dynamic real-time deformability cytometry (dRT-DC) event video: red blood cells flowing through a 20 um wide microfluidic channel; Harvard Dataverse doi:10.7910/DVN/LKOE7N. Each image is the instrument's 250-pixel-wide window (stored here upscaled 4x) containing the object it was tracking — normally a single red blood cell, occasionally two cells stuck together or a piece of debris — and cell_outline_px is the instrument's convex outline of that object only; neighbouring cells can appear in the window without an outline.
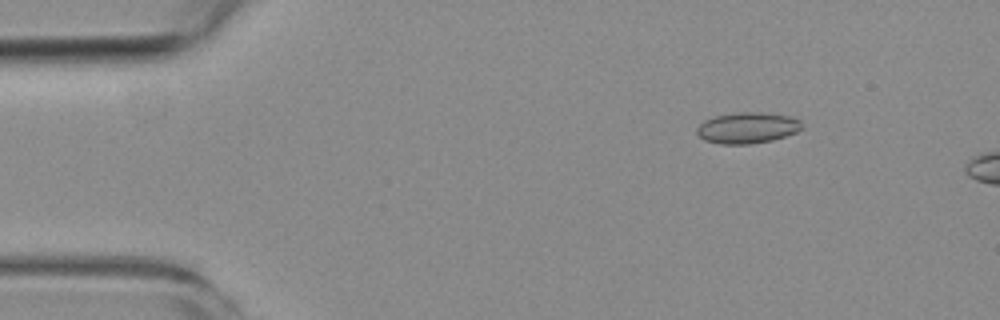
{"species": "common noctule bat (a hibernating species)", "species_latin": "Nyctalus noctula", "temperature_condition": "room temperature", "stored_images_in_passage": 2, "camera_frame_rate_fps": 3000, "um_per_image_px": 0.085, "animal": {"sex": "female", "body_mass_g": 19.3, "forearm_length_mm": 54.1}, "frame": {"image": 1, "passage_image": 1, "time_ms": 0.0, "image_size_px": [1000, 320], "cell_outline_px": [[804, 128], [796, 132], [772, 140], [748, 144], [720, 144], [704, 140], [696, 132], [696, 128], [704, 120], [716, 116], [740, 112], [760, 112], [788, 116], [800, 120]], "centroid_in_image_um": [63.52, 10.87], "position_along_channel_um": 21.5, "area_um2": 18.9}}